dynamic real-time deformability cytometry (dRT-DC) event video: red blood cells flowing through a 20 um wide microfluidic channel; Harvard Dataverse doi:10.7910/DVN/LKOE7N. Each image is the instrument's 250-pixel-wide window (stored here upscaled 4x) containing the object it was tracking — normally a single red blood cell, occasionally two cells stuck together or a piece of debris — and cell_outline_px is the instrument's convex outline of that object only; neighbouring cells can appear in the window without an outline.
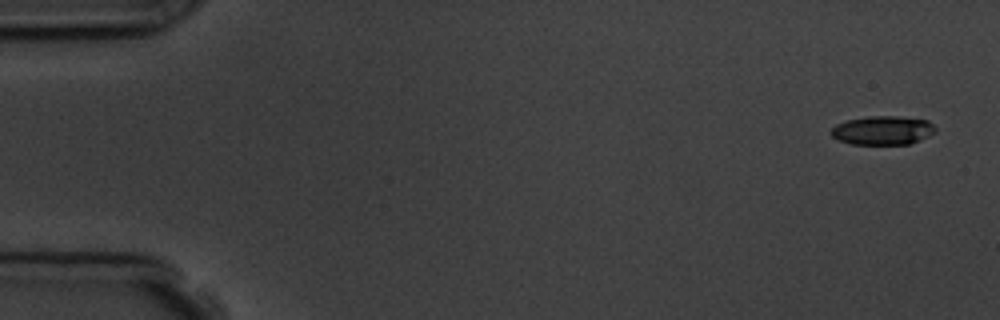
{"species": "common noctule bat (a hibernating species)", "species_latin": "Nyctalus noctula", "temperature_condition": "room temperature", "stored_images_in_passage": 5, "camera_frame_rate_fps": 3000, "um_per_image_px": 0.085, "animal": {"sex": "male", "body_mass_g": 19.5, "forearm_length_mm": 54.6}, "frame": {"image": 1, "passage_image": 1, "time_ms": 0.0, "image_size_px": [1000, 320], "cell_outline_px": [[936, 132], [920, 140], [908, 144], [852, 144], [840, 140], [832, 136], [832, 128], [836, 124], [848, 120], [868, 116], [896, 116], [928, 120], [936, 128]], "centroid_in_image_um": [75.06, 11.08], "position_along_channel_um": 9.9, "area_um2": 17.4}}
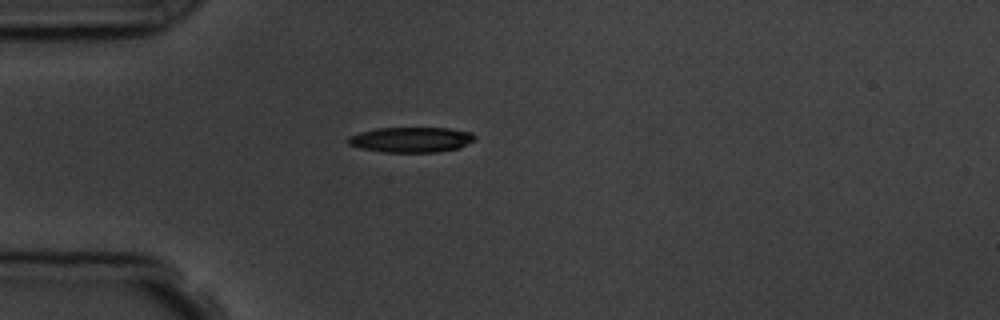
{"frame": {"image": 2, "passage_image": 4, "time_ms": 4.333, "image_size_px": [1000, 320], "cell_outline_px": [[476, 140], [460, 148], [440, 152], [380, 152], [360, 148], [348, 144], [344, 140], [348, 136], [360, 132], [376, 128], [448, 128], [472, 132], [476, 136]], "centroid_in_image_um": [34.95, 11.88], "position_along_channel_um": 50.1, "area_um2": 19.02}}